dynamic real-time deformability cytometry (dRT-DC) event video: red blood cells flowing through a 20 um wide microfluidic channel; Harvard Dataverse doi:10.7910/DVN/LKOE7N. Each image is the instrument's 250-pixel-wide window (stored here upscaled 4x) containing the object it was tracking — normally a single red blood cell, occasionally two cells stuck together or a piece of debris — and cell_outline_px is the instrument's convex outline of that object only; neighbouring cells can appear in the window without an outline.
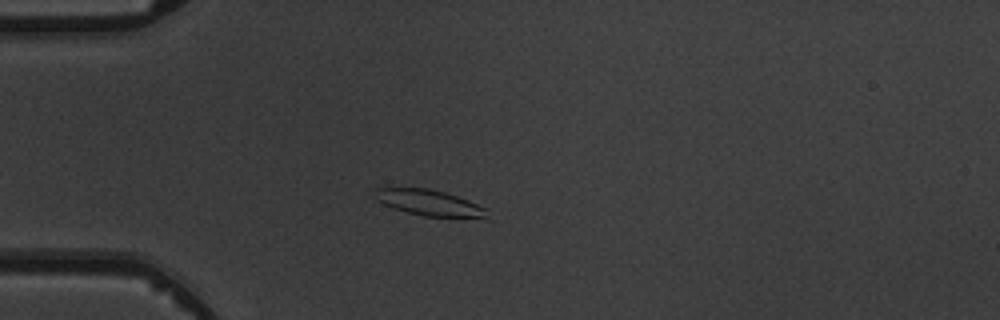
{"species": "common noctule bat (a hibernating species)", "species_latin": "Nyctalus noctula", "temperature_condition": "warm", "stored_images_in_passage": 4, "camera_frame_rate_fps": 3000, "um_per_image_px": 0.085, "animal": {"sex": "male", "body_mass_g": 19.5, "forearm_length_mm": 54.6}, "frame": {"image": 1, "passage_image": 3, "time_ms": 2.333, "image_size_px": [1000, 320], "cell_outline_px": [[492, 220], [488, 220], [424, 216], [408, 212], [384, 204], [376, 200], [372, 196], [376, 188], [432, 188], [468, 200], [488, 208]], "centroid_in_image_um": [36.65, 17.28], "position_along_channel_um": 48.3, "area_um2": 17.63}}